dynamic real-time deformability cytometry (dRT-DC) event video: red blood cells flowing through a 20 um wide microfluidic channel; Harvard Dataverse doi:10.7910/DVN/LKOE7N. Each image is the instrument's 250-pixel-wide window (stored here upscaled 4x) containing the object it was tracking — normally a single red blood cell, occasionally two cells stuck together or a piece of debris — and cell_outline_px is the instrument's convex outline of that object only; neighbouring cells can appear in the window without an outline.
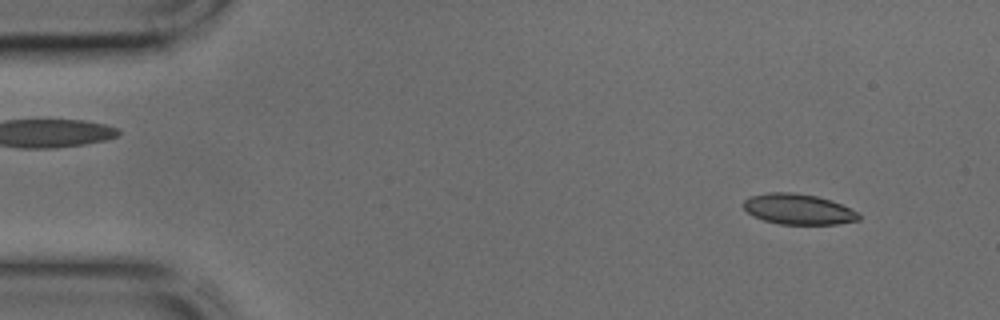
{"species": "common noctule bat (a hibernating species)", "species_latin": "Nyctalus noctula", "temperature_condition": "cold", "stored_images_in_passage": 42, "camera_frame_rate_fps": 3000, "um_per_image_px": 0.085, "animal": {"sex": "male", "body_mass_g": 17.9, "forearm_length_mm": 54.2}, "frame": {"image": 1, "passage_image": 3, "time_ms": 0.667, "image_size_px": [1000, 320], "cell_outline_px": [[860, 220], [840, 224], [780, 224], [764, 220], [752, 216], [744, 208], [744, 200], [752, 196], [768, 192], [792, 192], [816, 196], [840, 204], [856, 212], [860, 216]], "centroid_in_image_um": [67.84, 17.79], "position_along_channel_um": 17.2, "area_um2": 20.29}}
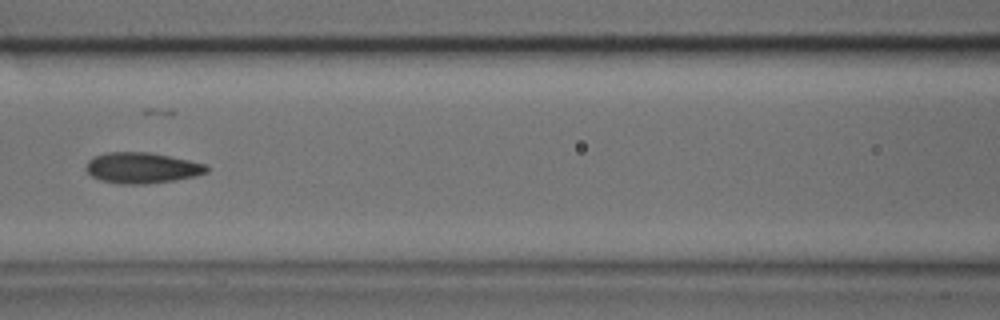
{"frame": {"image": 2, "passage_image": 18, "time_ms": 5.667, "image_size_px": [1000, 320], "cell_outline_px": [[208, 172], [196, 176], [172, 180], [144, 184], [120, 184], [100, 180], [92, 176], [88, 172], [88, 160], [104, 152], [152, 152], [208, 164]], "centroid_in_image_um": [12.11, 14.26], "position_along_channel_um": 154.5, "area_um2": 21.62}}
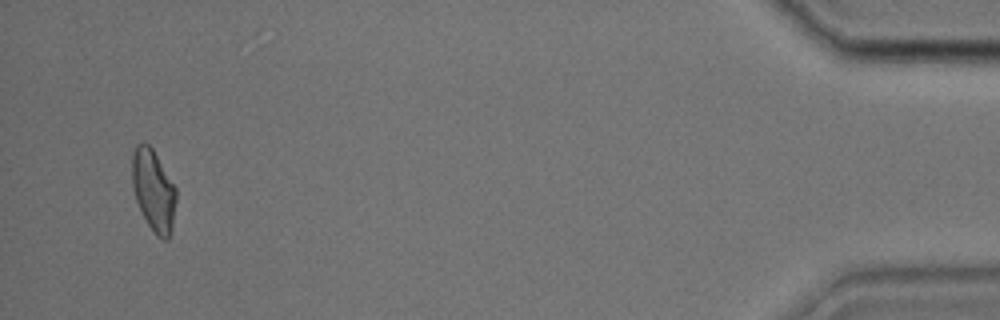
{"frame": {"image": 3, "passage_image": 41, "time_ms": 13.333, "image_size_px": [1000, 320], "cell_outline_px": [[176, 200], [172, 228], [168, 240], [164, 240], [156, 236], [148, 224], [136, 200], [132, 188], [132, 152], [136, 144], [144, 140], [152, 148], [176, 188]], "centroid_in_image_um": [13.03, 16.16], "position_along_channel_um": 422.2, "area_um2": 20.98}}